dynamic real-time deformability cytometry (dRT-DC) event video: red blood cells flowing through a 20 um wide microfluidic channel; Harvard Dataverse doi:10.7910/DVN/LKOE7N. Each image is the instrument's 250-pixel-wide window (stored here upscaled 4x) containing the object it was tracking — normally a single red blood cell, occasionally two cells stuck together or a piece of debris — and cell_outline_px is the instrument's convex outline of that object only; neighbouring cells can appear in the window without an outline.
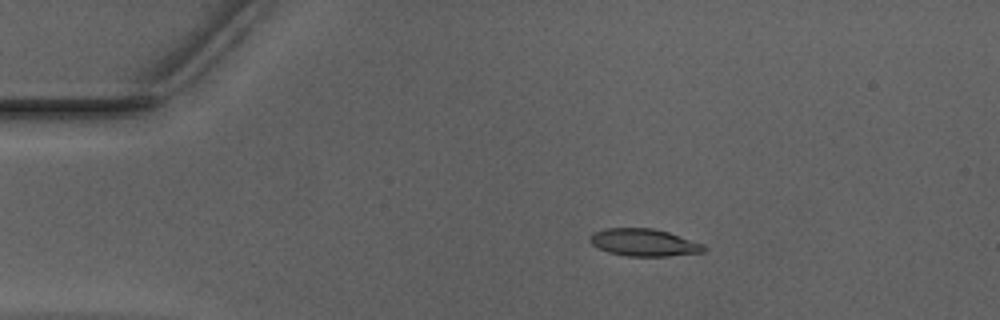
{"species": "Egyptian fruit bat (a non-hibernating species)", "species_latin": "Rousettus aegyptiacus", "temperature_condition": "warm", "stored_images_in_passage": 43, "camera_frame_rate_fps": 3000, "um_per_image_px": 0.085, "animal": {"sex": "male"}, "frame": {"image": 1, "passage_image": 1, "time_ms": 0.0, "image_size_px": [1000, 320], "cell_outline_px": [[704, 252], [668, 256], [628, 256], [608, 252], [596, 248], [588, 240], [588, 236], [592, 232], [604, 228], [652, 228], [668, 232], [704, 244]], "centroid_in_image_um": [54.66, 20.61], "position_along_channel_um": 30.3, "area_um2": 18.26}}
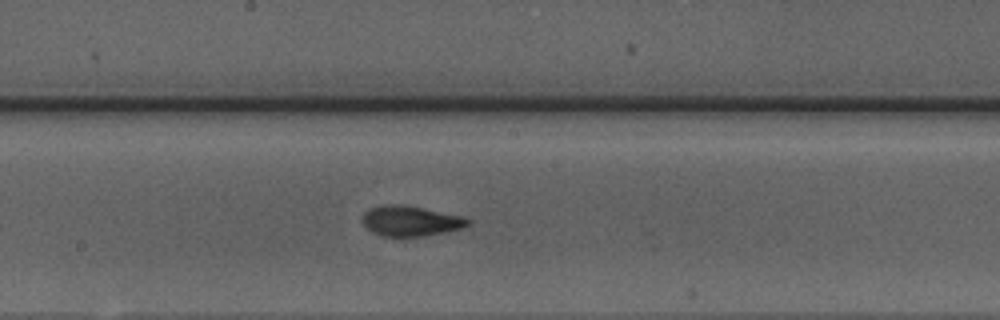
{"frame": {"image": 2, "passage_image": 19, "time_ms": 6.0, "image_size_px": [1000, 320], "cell_outline_px": [[472, 220], [468, 224], [460, 228], [444, 232], [424, 236], [380, 236], [372, 232], [364, 224], [364, 212], [368, 208], [384, 204], [400, 204], [460, 216]], "centroid_in_image_um": [34.85, 18.78], "position_along_channel_um": 213.3, "area_um2": 18.21}}
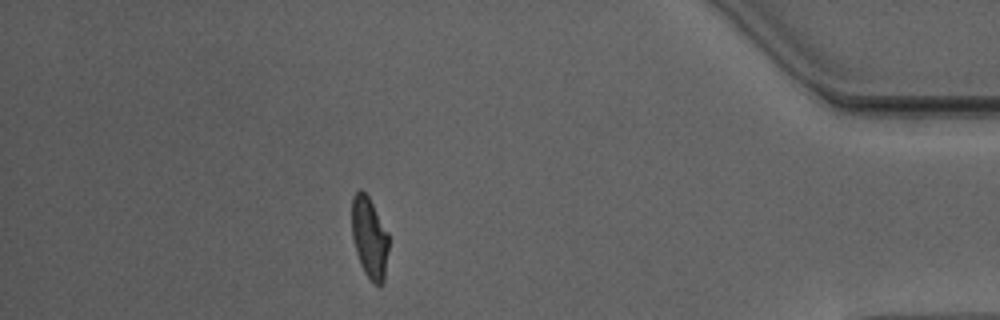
{"frame": {"image": 3, "passage_image": 37, "time_ms": 12.0, "image_size_px": [1000, 320], "cell_outline_px": [[388, 248], [384, 280], [380, 284], [372, 284], [364, 272], [360, 264], [356, 252], [352, 236], [352, 196], [360, 188], [368, 196], [388, 232]], "centroid_in_image_um": [31.39, 20.2], "position_along_channel_um": 403.8, "area_um2": 17.4}, "authors_computed_cell_mechanics": {"area_um2": 18.0336, "velocity_mm_per_s": 3.962, "shape_relaxation_time_tau1_ms": 4.2087, "shape_relaxation_time_tau2_ms": 1.3881, "deformation_change_tau1": 0.1966, "deformation_change_tau2": 0.0841}}